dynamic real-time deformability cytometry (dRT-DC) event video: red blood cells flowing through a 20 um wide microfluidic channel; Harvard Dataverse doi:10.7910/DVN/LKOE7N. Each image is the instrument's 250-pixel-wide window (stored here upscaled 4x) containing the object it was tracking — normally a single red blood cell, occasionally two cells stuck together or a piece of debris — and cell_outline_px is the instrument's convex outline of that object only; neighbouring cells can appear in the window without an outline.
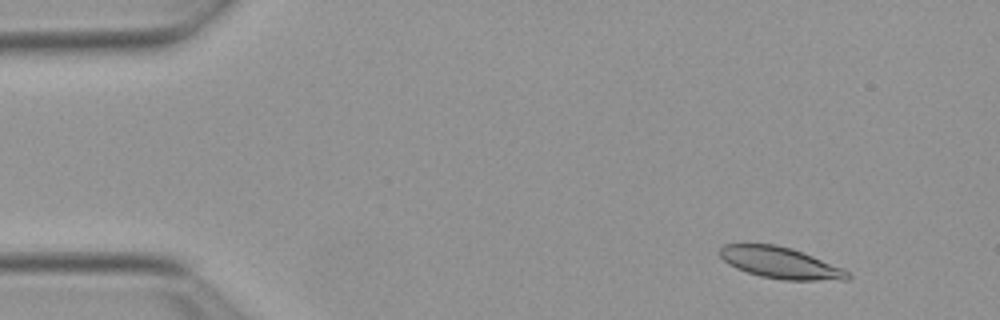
{"species": "Egyptian fruit bat (a non-hibernating species)", "species_latin": "Rousettus aegyptiacus", "temperature_condition": "warm", "stored_images_in_passage": 52, "camera_frame_rate_fps": 3000, "um_per_image_px": 0.085, "animal": {"sex": "female"}, "frame": {"image": 1, "passage_image": 5, "time_ms": 1.333, "image_size_px": [1000, 320], "cell_outline_px": [[852, 276], [848, 280], [784, 280], [760, 276], [736, 268], [728, 264], [716, 252], [724, 244], [776, 244], [792, 248], [844, 268]], "centroid_in_image_um": [66.33, 22.33], "position_along_channel_um": 18.7, "area_um2": 23.52}}
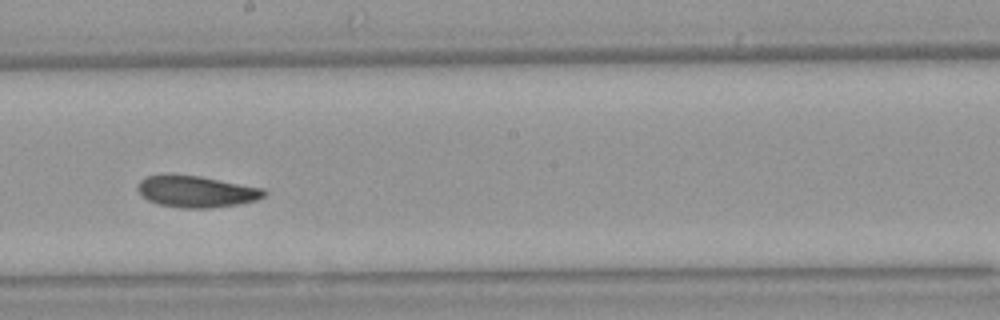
{"frame": {"image": 2, "passage_image": 29, "time_ms": 9.333, "image_size_px": [1000, 320], "cell_outline_px": [[268, 192], [264, 196], [256, 200], [240, 204], [208, 208], [180, 208], [156, 204], [148, 200], [136, 188], [136, 184], [140, 180], [148, 176], [200, 176], [264, 188]], "centroid_in_image_um": [16.72, 16.3], "position_along_channel_um": 231.5, "area_um2": 23.0}}
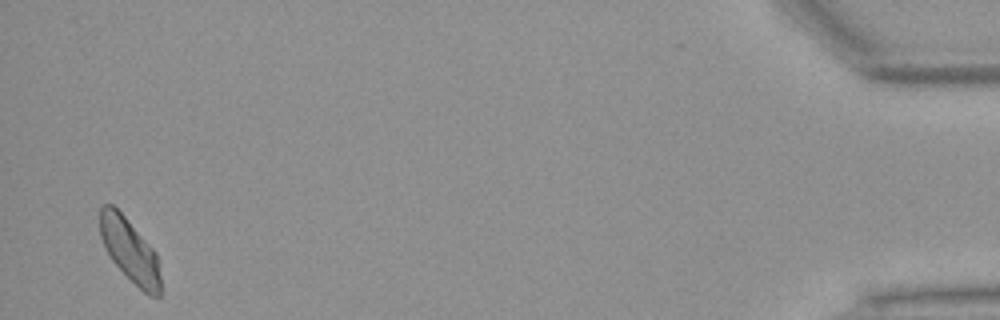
{"frame": {"image": 3, "passage_image": 51, "time_ms": 16.667, "image_size_px": [1000, 320], "cell_outline_px": [[160, 296], [148, 296], [112, 260], [100, 236], [100, 208], [104, 204], [112, 204], [124, 216], [156, 252], [160, 276]], "centroid_in_image_um": [11.04, 21.27], "position_along_channel_um": 424.2, "area_um2": 21.79}, "authors_computed_cell_mechanics": {"area_um2": 23.2356, "velocity_mm_per_s": 3.84, "shape_relaxation_time_tau1_ms": 8.7464, "shape_relaxation_time_tau2_ms": 6.7705, "deformation_change_tau1": 0.175, "deformation_change_tau2": 0.1267}}